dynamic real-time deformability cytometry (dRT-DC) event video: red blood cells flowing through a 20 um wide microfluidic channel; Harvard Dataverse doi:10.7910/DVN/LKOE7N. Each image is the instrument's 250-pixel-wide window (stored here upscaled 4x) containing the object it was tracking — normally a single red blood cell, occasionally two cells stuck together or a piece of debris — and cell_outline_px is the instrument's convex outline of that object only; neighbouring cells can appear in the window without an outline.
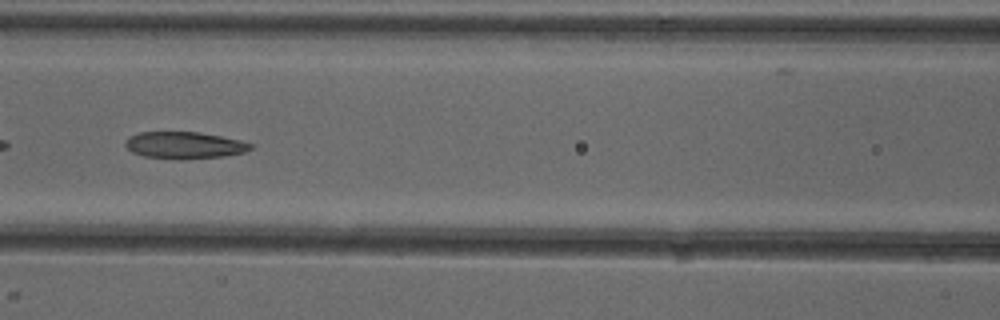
{"species": "common noctule bat (a hibernating species)", "species_latin": "Nyctalus noctula", "temperature_condition": "cold", "stored_images_in_passage": 7, "camera_frame_rate_fps": 3000, "um_per_image_px": 0.085, "animal": {"sex": "female"}, "frame": {"image": 1, "passage_image": 6, "time_ms": 6.667, "image_size_px": [1000, 320], "cell_outline_px": [[252, 148], [244, 152], [224, 156], [184, 160], [180, 160], [144, 156], [132, 152], [124, 144], [124, 140], [128, 136], [140, 132], [200, 132], [240, 140], [252, 144]], "centroid_in_image_um": [15.64, 12.35], "position_along_channel_um": 151.0, "area_um2": 19.77}}